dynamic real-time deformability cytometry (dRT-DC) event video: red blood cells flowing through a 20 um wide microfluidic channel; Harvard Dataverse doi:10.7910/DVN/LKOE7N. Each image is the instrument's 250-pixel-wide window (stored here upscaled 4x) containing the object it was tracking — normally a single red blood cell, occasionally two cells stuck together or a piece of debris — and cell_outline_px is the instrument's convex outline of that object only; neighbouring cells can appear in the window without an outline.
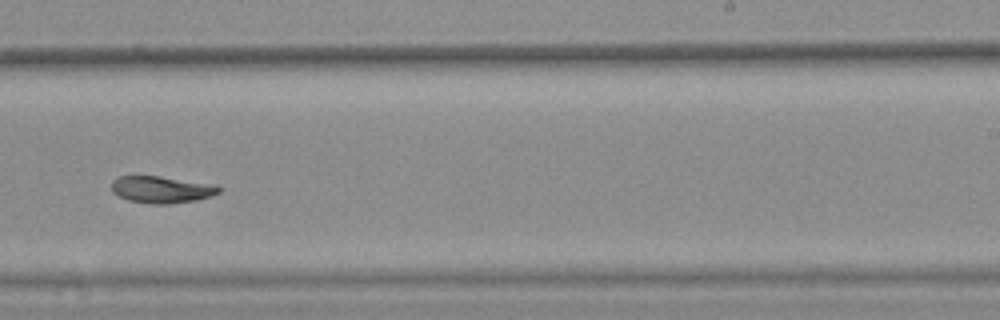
{"species": "common noctule bat (a hibernating species)", "species_latin": "Nyctalus noctula", "temperature_condition": "warm", "stored_images_in_passage": 41, "camera_frame_rate_fps": 3000, "um_per_image_px": 0.085, "animal": {"sex": "female", "body_mass_g": 25.1}, "frame": {"image": 1, "passage_image": 30, "time_ms": 9.667, "image_size_px": [1000, 320], "cell_outline_px": [[224, 188], [220, 192], [212, 196], [196, 200], [168, 204], [152, 204], [128, 200], [112, 192], [112, 180], [116, 176], [160, 176], [216, 184]], "centroid_in_image_um": [13.78, 16.1], "position_along_channel_um": 275.2, "area_um2": 17.05}, "authors_computed_cell_mechanics": {"area_um2": 17.3978, "velocity_mm_per_s": 3.8477, "shape_relaxation_time_tau1_ms": null, "shape_relaxation_time_tau2_ms": 8.4808, "deformation_change_tau1": null, "deformation_change_tau2": 0.1032}}